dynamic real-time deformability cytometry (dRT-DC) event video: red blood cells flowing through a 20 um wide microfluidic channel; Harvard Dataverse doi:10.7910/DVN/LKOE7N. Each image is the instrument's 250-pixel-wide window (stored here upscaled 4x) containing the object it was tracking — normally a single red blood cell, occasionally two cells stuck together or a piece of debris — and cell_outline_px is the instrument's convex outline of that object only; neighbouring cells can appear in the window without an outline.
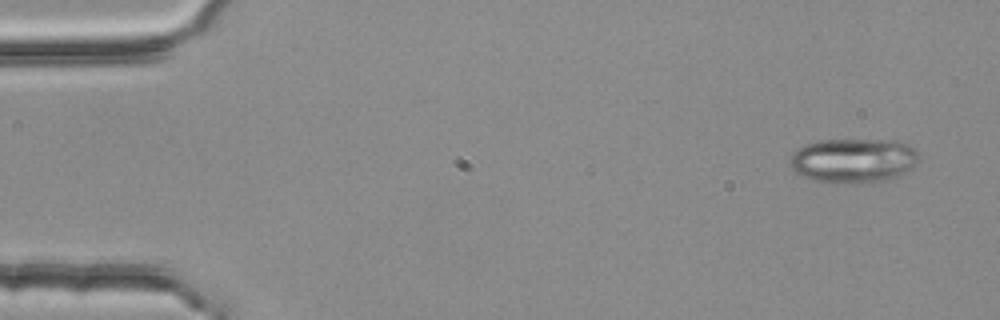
{"species": "common noctule bat (a hibernating species)", "species_latin": "Nyctalus noctula", "temperature_condition": "room temperature", "stored_images_in_passage": 4, "camera_frame_rate_fps": 3000, "um_per_image_px": 0.085, "animal": {"sex": "female", "body_mass_g": 25.1}, "frame": {"image": 1, "passage_image": 1, "time_ms": 0.0, "image_size_px": [1000, 320], "cell_outline_px": [[920, 160], [912, 168], [904, 172], [884, 180], [864, 184], [812, 180], [796, 172], [788, 164], [792, 152], [804, 144], [820, 140], [888, 140], [908, 144], [916, 148], [920, 156]], "centroid_in_image_um": [72.54, 13.63], "position_along_channel_um": 12.5, "area_um2": 33.52}}